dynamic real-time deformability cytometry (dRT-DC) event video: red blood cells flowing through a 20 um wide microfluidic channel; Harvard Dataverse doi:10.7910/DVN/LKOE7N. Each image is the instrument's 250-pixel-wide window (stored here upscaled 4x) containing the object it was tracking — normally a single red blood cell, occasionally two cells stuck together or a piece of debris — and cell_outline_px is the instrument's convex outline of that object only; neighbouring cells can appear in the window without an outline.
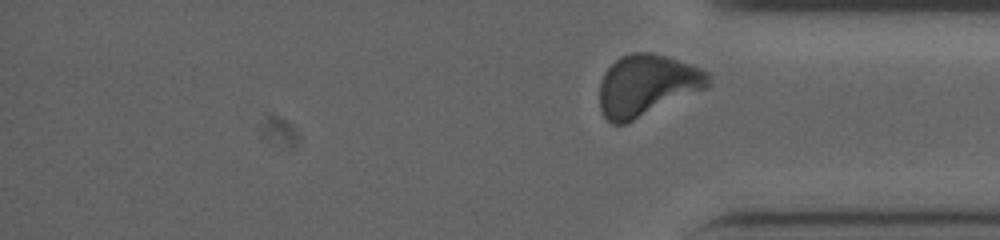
{"species": "human", "species_latin": "Homo sapiens", "temperature_condition": "cold", "stored_images_in_passage": 39, "segment_of_instrument_passage": [2, 2], "camera_frame_rate_fps": 3000, "um_per_image_px": 0.085, "donor": {"sex": "male"}, "frame": {"image": 1, "passage_image": 39, "time_ms": 15.333, "image_size_px": [1000, 240], "cell_outline_px": [[712, 72], [708, 88], [624, 124], [612, 124], [604, 116], [600, 108], [600, 80], [604, 72], [620, 56], [632, 52], [652, 52], [692, 64]], "centroid_in_image_um": [55.02, 7.23], "position_along_channel_um": 380.2, "area_um2": 39.19}}